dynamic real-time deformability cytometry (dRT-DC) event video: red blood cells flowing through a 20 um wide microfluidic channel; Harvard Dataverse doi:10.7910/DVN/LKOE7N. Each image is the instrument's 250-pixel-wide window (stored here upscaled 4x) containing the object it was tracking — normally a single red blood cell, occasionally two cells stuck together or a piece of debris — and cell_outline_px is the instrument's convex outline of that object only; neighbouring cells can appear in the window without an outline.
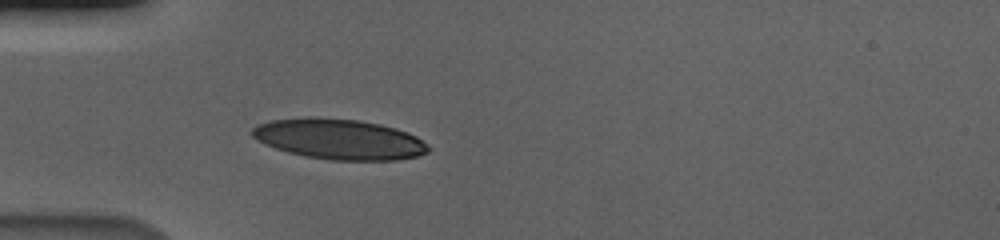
{"species": "human", "species_latin": "Homo sapiens", "temperature_condition": "cold", "stored_images_in_passage": 41, "camera_frame_rate_fps": 3000, "um_per_image_px": 0.085, "donor": {"sex": "male"}, "frame": {"image": 1, "passage_image": 1, "time_ms": 0.0, "image_size_px": [1000, 240], "cell_outline_px": [[432, 148], [428, 152], [416, 156], [396, 160], [332, 160], [308, 156], [288, 152], [264, 144], [252, 136], [248, 132], [256, 124], [272, 120], [308, 116], [360, 120], [380, 124], [396, 128], [408, 132], [416, 136], [428, 144]], "centroid_in_image_um": [28.82, 11.81], "position_along_channel_um": 56.2, "area_um2": 41.73}}
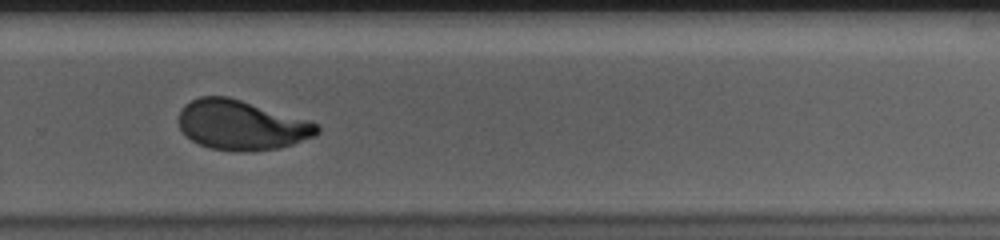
{"frame": {"image": 2, "passage_image": 23, "time_ms": 7.333, "image_size_px": [1000, 240], "cell_outline_px": [[320, 132], [312, 136], [292, 144], [280, 148], [248, 152], [236, 152], [208, 148], [192, 140], [180, 128], [180, 108], [184, 104], [200, 96], [228, 96], [304, 120], [316, 124], [320, 128]], "centroid_in_image_um": [20.47, 10.65], "position_along_channel_um": 309.3, "area_um2": 39.54}}
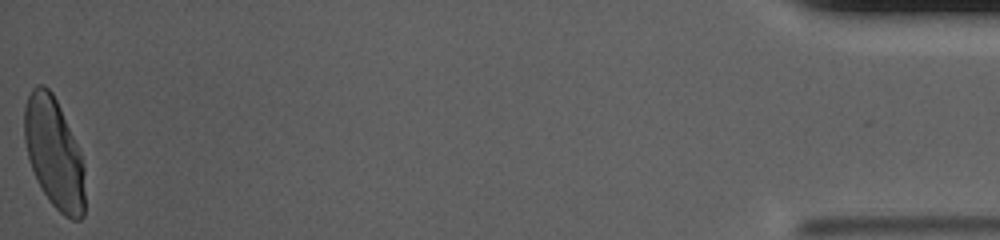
{"frame": {"image": 3, "passage_image": 41, "time_ms": 13.333, "image_size_px": [1000, 240], "cell_outline_px": [[84, 216], [80, 220], [72, 220], [64, 216], [48, 200], [28, 160], [24, 140], [24, 108], [28, 96], [32, 88], [36, 84], [44, 84], [52, 92], [60, 108], [80, 152], [84, 168]], "centroid_in_image_um": [4.58, 13.01], "position_along_channel_um": 430.6, "area_um2": 38.78}, "authors_computed_cell_mechanics": {"area_um2": 40.46, "velocity_mm_per_s": 3.5729, "shape_relaxation_time_tau1_ms": 5.5095, "shape_relaxation_time_tau2_ms": null, "deformation_change_tau1": 0.1984, "deformation_change_tau2": null}}